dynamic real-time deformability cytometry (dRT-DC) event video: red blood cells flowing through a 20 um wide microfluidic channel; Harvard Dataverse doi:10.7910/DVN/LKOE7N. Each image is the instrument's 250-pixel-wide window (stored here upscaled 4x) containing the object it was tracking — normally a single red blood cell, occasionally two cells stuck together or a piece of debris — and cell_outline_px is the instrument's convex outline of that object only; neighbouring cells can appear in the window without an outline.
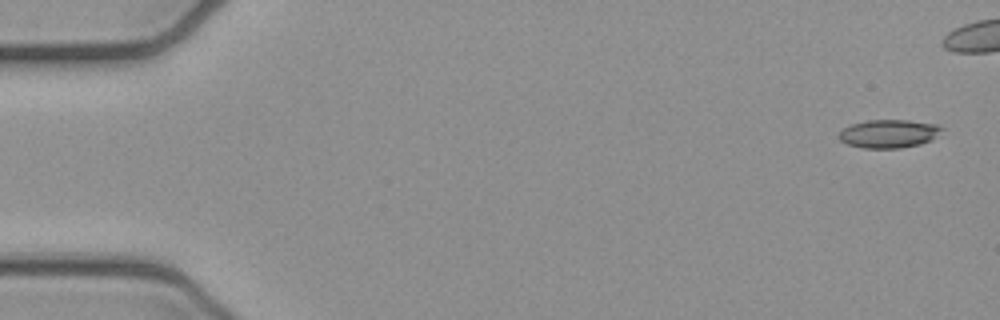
{"species": "common noctule bat (a hibernating species)", "species_latin": "Nyctalus noctula", "temperature_condition": "cold", "stored_images_in_passage": 9, "camera_frame_rate_fps": 3000, "um_per_image_px": 0.085, "animal": {"sex": "female", "body_mass_g": 21.9}, "frame": {"image": 1, "passage_image": 1, "time_ms": 0.0, "image_size_px": [1000, 320], "cell_outline_px": [[944, 128], [932, 140], [920, 144], [900, 148], [864, 148], [848, 144], [840, 140], [836, 136], [844, 128], [852, 124], [868, 120], [908, 120], [936, 124]], "centroid_in_image_um": [75.55, 11.36], "position_along_channel_um": 9.5, "area_um2": 16.94}}